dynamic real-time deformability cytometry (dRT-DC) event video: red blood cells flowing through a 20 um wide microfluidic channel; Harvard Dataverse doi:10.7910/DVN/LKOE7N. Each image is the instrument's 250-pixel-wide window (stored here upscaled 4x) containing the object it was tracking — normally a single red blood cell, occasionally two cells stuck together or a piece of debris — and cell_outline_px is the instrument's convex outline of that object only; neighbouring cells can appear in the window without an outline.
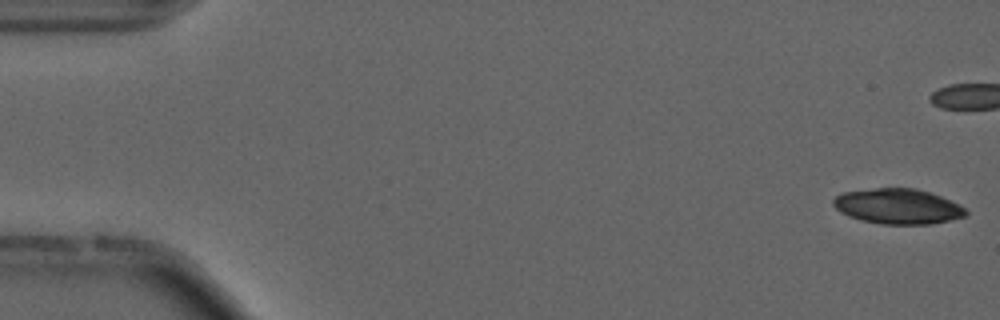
{"species": "common noctule bat (a hibernating species)", "species_latin": "Nyctalus noctula", "temperature_condition": "cold", "stored_images_in_passage": 55, "camera_frame_rate_fps": 3000, "um_per_image_px": 0.085, "animal": {"sex": "male", "forearm_length_mm": 52.5}, "frame": {"image": 1, "passage_image": 1, "time_ms": 0.0, "image_size_px": [1000, 320], "cell_outline_px": [[968, 216], [932, 224], [884, 224], [864, 220], [848, 216], [840, 212], [832, 204], [832, 200], [836, 196], [844, 192], [876, 188], [916, 188], [940, 196], [960, 204], [968, 212]], "centroid_in_image_um": [76.34, 17.54], "position_along_channel_um": 8.7, "area_um2": 27.17}}